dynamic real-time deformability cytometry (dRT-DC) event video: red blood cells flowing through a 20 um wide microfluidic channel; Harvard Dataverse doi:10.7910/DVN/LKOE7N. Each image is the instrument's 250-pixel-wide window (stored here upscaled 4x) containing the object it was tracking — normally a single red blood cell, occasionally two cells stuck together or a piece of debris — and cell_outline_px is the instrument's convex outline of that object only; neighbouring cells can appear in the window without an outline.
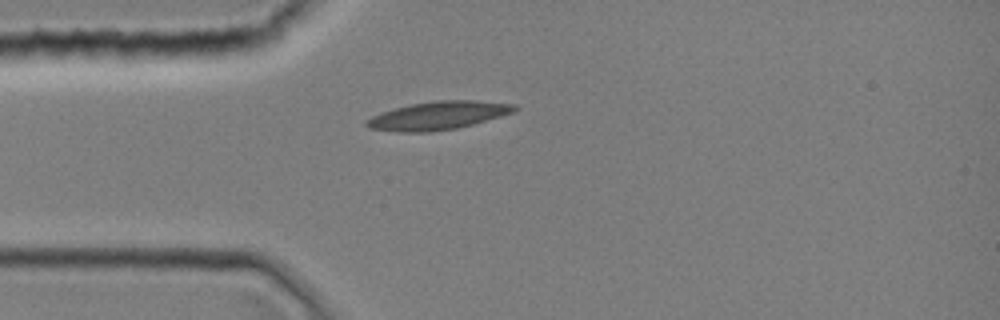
{"species": "common noctule bat (a hibernating species)", "species_latin": "Nyctalus noctula", "temperature_condition": "room temperature", "stored_images_in_passage": 1, "camera_frame_rate_fps": 3000, "um_per_image_px": 0.085, "animal": {"sex": "female", "body_mass_g": 19.0, "forearm_length_mm": 51.5}, "frame": {"image": 1, "passage_image": 1, "time_ms": 0.0, "image_size_px": [1000, 320], "cell_outline_px": [[520, 108], [512, 112], [500, 116], [472, 124], [456, 128], [428, 132], [396, 132], [368, 128], [364, 124], [364, 120], [380, 112], [412, 104], [436, 100], [476, 100], [516, 104]], "centroid_in_image_um": [37.21, 9.82], "position_along_channel_um": 47.8, "area_um2": 24.33}}